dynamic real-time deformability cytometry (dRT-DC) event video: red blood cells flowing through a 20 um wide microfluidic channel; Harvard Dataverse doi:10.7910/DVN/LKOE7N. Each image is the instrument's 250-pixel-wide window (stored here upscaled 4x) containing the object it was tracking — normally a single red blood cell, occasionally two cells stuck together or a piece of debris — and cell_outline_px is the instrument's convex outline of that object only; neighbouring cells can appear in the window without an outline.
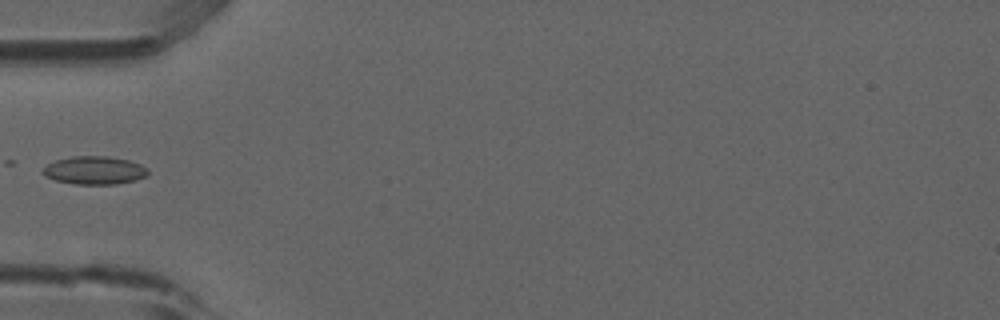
{"species": "common noctule bat (a hibernating species)", "species_latin": "Nyctalus noctula", "temperature_condition": "room temperature", "stored_images_in_passage": 5, "camera_frame_rate_fps": 3000, "um_per_image_px": 0.085, "animal": {"sex": "male", "forearm_length_mm": 52.5}, "frame": {"image": 1, "passage_image": 1, "time_ms": 0.0, "image_size_px": [1000, 320], "cell_outline_px": [[148, 176], [136, 180], [116, 184], [76, 184], [56, 180], [44, 176], [40, 172], [48, 164], [56, 160], [72, 156], [108, 156], [128, 160], [140, 164], [148, 168]], "centroid_in_image_um": [8.04, 14.48], "position_along_channel_um": 77.0, "area_um2": 17.28}}